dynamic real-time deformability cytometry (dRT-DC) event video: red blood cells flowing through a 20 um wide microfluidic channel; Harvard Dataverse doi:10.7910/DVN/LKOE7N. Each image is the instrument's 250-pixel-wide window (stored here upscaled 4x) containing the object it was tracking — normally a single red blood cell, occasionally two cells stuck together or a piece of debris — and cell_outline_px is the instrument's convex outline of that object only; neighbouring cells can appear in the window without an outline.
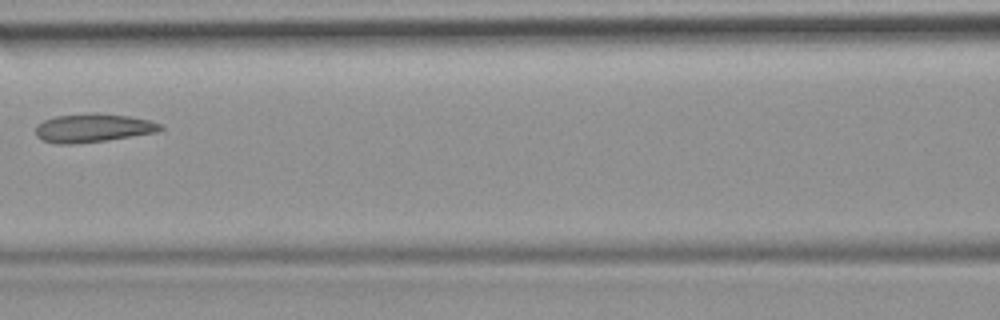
{"species": "common noctule bat (a hibernating species)", "species_latin": "Nyctalus noctula", "temperature_condition": "room temperature", "stored_images_in_passage": 7, "camera_frame_rate_fps": 3000, "um_per_image_px": 0.085, "animal": {"sex": "female", "body_mass_g": 19.9}, "frame": {"image": 1, "passage_image": 7, "time_ms": 7.0, "image_size_px": [1000, 320], "cell_outline_px": [[164, 128], [156, 132], [108, 140], [76, 144], [56, 144], [40, 140], [36, 136], [36, 124], [44, 120], [56, 116], [92, 112], [96, 112], [128, 116], [148, 120], [164, 124]], "centroid_in_image_um": [7.88, 10.88], "position_along_channel_um": 158.7, "area_um2": 21.04}}